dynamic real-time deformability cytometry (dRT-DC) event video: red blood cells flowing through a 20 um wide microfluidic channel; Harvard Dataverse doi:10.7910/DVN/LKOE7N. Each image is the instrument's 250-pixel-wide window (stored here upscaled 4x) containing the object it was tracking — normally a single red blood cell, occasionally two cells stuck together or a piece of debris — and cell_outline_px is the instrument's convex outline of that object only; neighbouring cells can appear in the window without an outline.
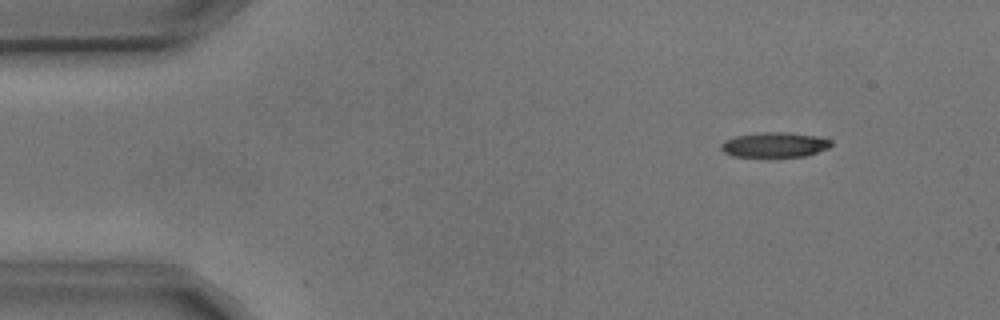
{"species": "common noctule bat (a hibernating species)", "species_latin": "Nyctalus noctula", "temperature_condition": "cold", "stored_images_in_passage": 8, "camera_frame_rate_fps": 3000, "um_per_image_px": 0.085, "animal": {"sex": "male", "body_mass_g": 17.9, "forearm_length_mm": 54.2}, "frame": {"image": 1, "passage_image": 2, "time_ms": 0.333, "image_size_px": [1000, 320], "cell_outline_px": [[832, 144], [828, 148], [804, 156], [732, 156], [724, 152], [720, 148], [720, 144], [724, 140], [736, 136], [760, 132], [784, 132], [816, 136], [832, 140]], "centroid_in_image_um": [65.81, 12.29], "position_along_channel_um": 19.2, "area_um2": 15.84}}
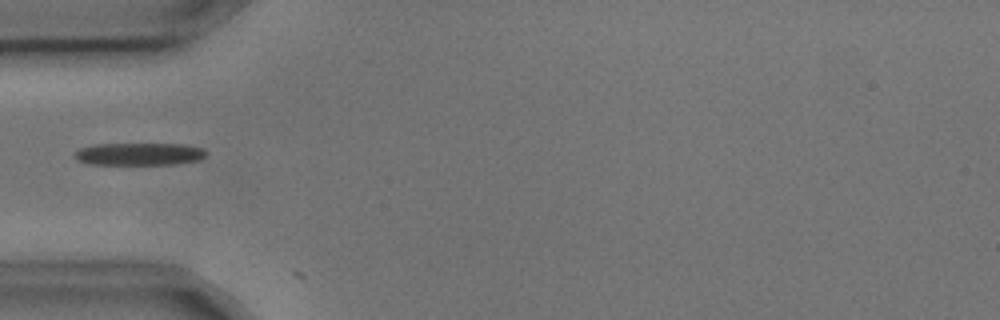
{"frame": {"image": 2, "passage_image": 5, "time_ms": 1.333, "image_size_px": [1000, 320], "cell_outline_px": [[204, 156], [200, 160], [176, 164], [92, 164], [76, 160], [76, 152], [80, 148], [92, 144], [184, 144], [204, 148]], "centroid_in_image_um": [11.84, 13.09], "position_along_channel_um": 73.2, "area_um2": 17.11}}
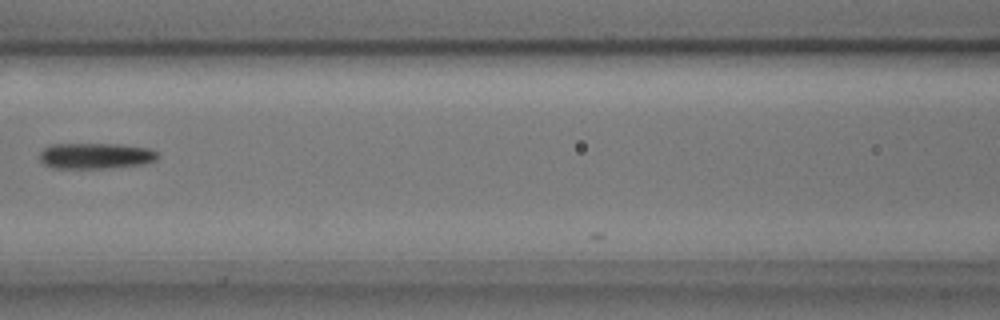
{"frame": {"image": 3, "passage_image": 7, "time_ms": 2.0, "image_size_px": [1000, 320], "cell_outline_px": [[160, 156], [156, 160], [144, 164], [108, 168], [52, 168], [44, 164], [40, 160], [40, 152], [44, 148], [52, 144], [116, 144], [152, 148], [160, 152]], "centroid_in_image_um": [8.18, 13.24], "position_along_channel_um": 158.4, "area_um2": 18.03}}